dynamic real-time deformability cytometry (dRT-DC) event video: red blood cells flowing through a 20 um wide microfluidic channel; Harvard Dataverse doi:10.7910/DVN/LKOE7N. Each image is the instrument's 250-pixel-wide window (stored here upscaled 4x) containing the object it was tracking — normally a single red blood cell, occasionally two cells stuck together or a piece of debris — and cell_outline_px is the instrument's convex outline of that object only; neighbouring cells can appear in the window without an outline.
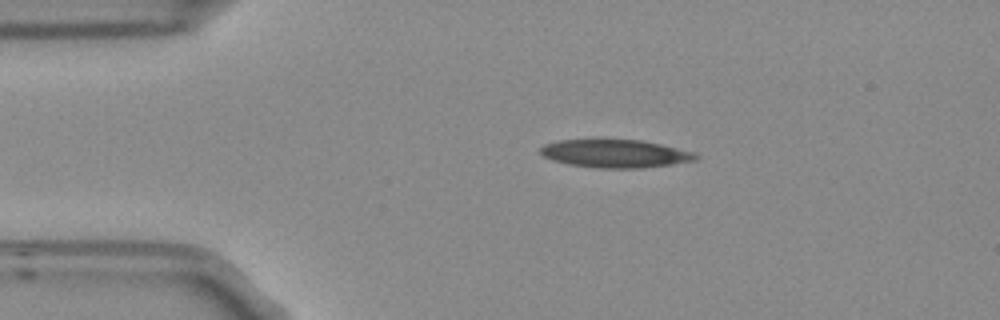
{"species": "Egyptian fruit bat (a non-hibernating species)", "species_latin": "Rousettus aegyptiacus", "temperature_condition": "room temperature", "stored_images_in_passage": 2, "camera_frame_rate_fps": 3000, "um_per_image_px": 0.085, "frame": {"image": 1, "passage_image": 1, "time_ms": 0.0, "image_size_px": [1000, 320], "cell_outline_px": [[700, 156], [696, 160], [672, 164], [640, 168], [596, 168], [568, 164], [544, 156], [540, 152], [540, 148], [544, 144], [556, 140], [640, 140], [660, 144], [696, 152]], "centroid_in_image_um": [52.33, 13.05], "position_along_channel_um": 32.7, "area_um2": 25.26}}